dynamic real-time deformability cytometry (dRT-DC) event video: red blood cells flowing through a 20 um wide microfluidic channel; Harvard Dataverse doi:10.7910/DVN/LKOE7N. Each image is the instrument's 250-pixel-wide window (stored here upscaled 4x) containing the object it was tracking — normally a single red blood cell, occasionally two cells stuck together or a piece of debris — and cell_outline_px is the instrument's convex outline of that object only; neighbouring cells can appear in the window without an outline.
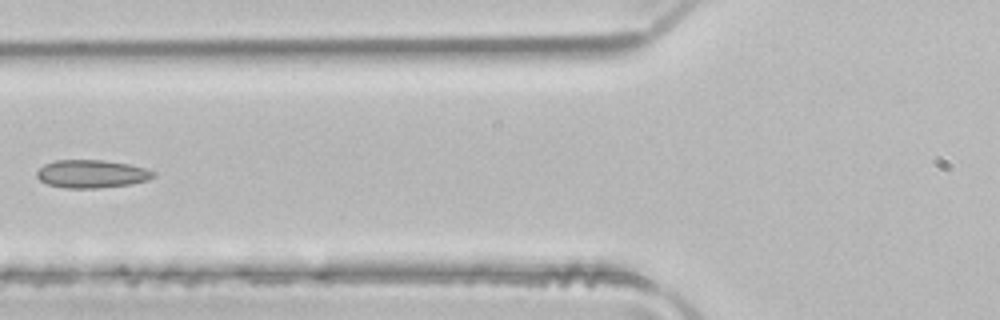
{"species": "common noctule bat (a hibernating species)", "species_latin": "Nyctalus noctula", "temperature_condition": "room temperature", "stored_images_in_passage": 5, "camera_frame_rate_fps": 3000, "um_per_image_px": 0.085, "animal": {"sex": "male", "body_mass_g": 21.5, "forearm_length_mm": 52.0}, "frame": {"image": 1, "passage_image": 5, "time_ms": 1.333, "image_size_px": [1000, 320], "cell_outline_px": [[156, 176], [148, 180], [132, 184], [96, 188], [64, 188], [48, 184], [40, 180], [36, 176], [36, 172], [44, 164], [56, 160], [104, 160], [128, 164], [144, 168], [156, 172]], "centroid_in_image_um": [7.8, 14.78], "position_along_channel_um": 118.0, "area_um2": 19.07}}